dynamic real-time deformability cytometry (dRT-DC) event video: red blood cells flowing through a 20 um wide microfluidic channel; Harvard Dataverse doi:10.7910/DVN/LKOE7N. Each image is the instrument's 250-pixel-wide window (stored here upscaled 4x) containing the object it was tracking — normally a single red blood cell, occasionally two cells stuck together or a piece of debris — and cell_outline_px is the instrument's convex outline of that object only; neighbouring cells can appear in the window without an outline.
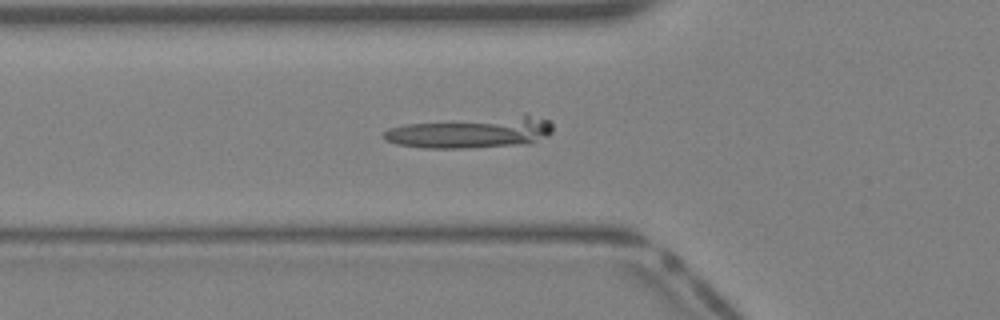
{"species": "Egyptian fruit bat (a non-hibernating species)", "species_latin": "Rousettus aegyptiacus", "temperature_condition": "warm", "stored_images_in_passage": 39, "segment_of_instrument_passage": [1, 2], "camera_frame_rate_fps": 3000, "um_per_image_px": 0.085, "animal": {"sex": "female"}, "frame": {"image": 1, "passage_image": 13, "time_ms": 4.0, "image_size_px": [1000, 320], "cell_outline_px": [[552, 132], [532, 144], [464, 148], [424, 148], [396, 144], [384, 140], [380, 136], [388, 128], [404, 124], [524, 112], [548, 120], [552, 124]], "centroid_in_image_um": [40.09, 11.21], "position_along_channel_um": 85.7, "area_um2": 32.14}}
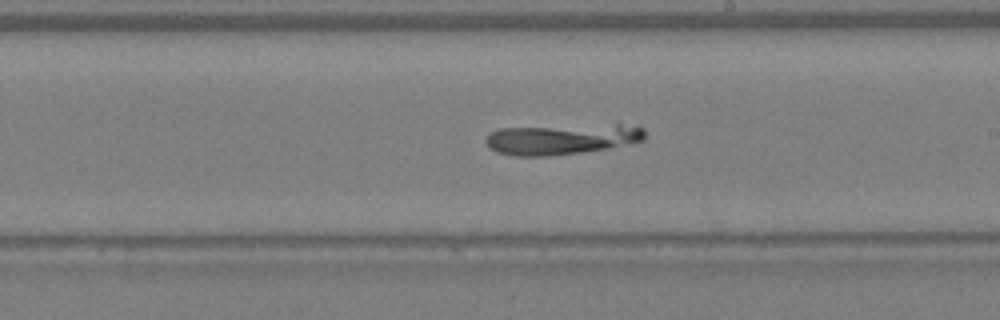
{"frame": {"image": 2, "passage_image": 22, "time_ms": 7.0, "image_size_px": [1000, 320], "cell_outline_px": [[644, 140], [608, 148], [580, 152], [548, 156], [512, 156], [496, 152], [488, 148], [484, 140], [488, 132], [500, 128], [616, 124], [620, 124], [644, 128]], "centroid_in_image_um": [47.66, 11.83], "position_along_channel_um": 241.3, "area_um2": 28.38}}
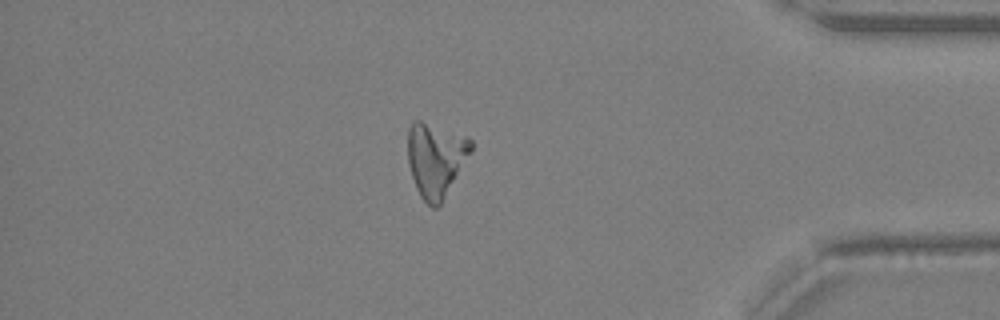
{"frame": {"image": 3, "passage_image": 33, "time_ms": 10.667, "image_size_px": [1000, 320], "cell_outline_px": [[472, 152], [440, 204], [436, 208], [432, 208], [420, 196], [416, 188], [408, 164], [408, 128], [416, 120], [420, 120], [468, 136], [472, 140]], "centroid_in_image_um": [37.05, 13.53], "position_along_channel_um": 398.2, "area_um2": 27.34}}